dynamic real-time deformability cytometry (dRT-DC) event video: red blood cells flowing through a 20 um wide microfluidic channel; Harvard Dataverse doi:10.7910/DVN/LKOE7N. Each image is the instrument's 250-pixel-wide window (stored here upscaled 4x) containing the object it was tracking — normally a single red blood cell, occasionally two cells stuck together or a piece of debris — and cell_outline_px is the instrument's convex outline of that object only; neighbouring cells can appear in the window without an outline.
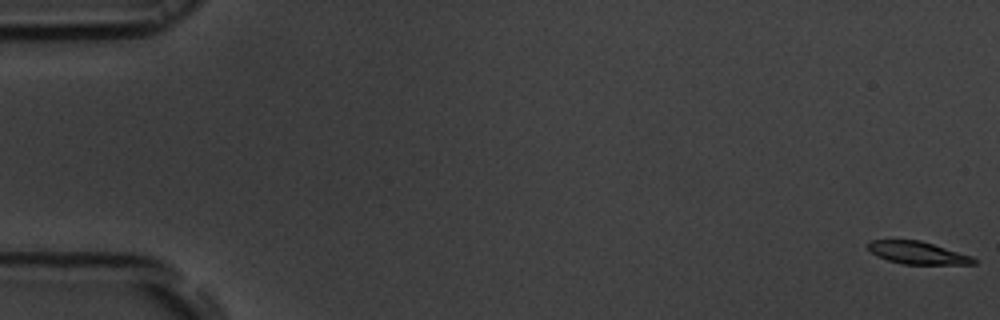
{"species": "common noctule bat (a hibernating species)", "species_latin": "Nyctalus noctula", "temperature_condition": "room temperature", "stored_images_in_passage": 56, "camera_frame_rate_fps": 3000, "um_per_image_px": 0.085, "animal": {"sex": "male", "body_mass_g": 19.5, "forearm_length_mm": 54.6}, "frame": {"image": 1, "passage_image": 1, "time_ms": 0.0, "image_size_px": [1000, 320], "cell_outline_px": [[976, 264], [904, 264], [888, 260], [876, 256], [868, 248], [868, 244], [872, 240], [920, 240], [972, 256], [976, 260]], "centroid_in_image_um": [78.0, 21.49], "position_along_channel_um": 7.0, "area_um2": 13.7}}
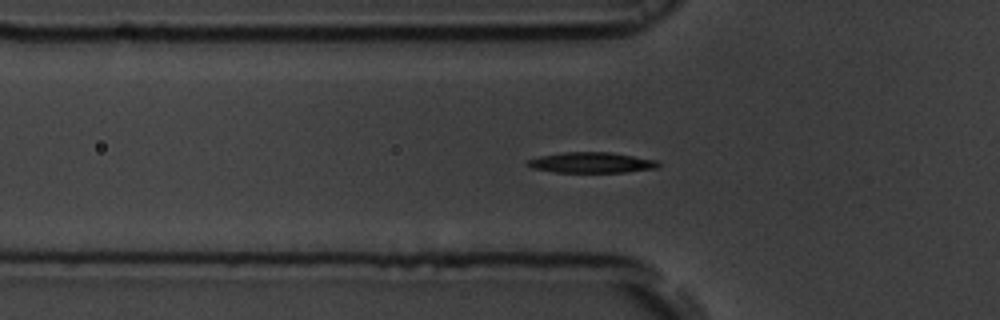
{"frame": {"image": 2, "passage_image": 19, "time_ms": 6.0, "image_size_px": [1000, 320], "cell_outline_px": [[660, 164], [656, 168], [624, 172], [556, 172], [532, 168], [524, 164], [528, 160], [540, 156], [564, 152], [612, 152], [656, 160]], "centroid_in_image_um": [50.25, 13.81], "position_along_channel_um": 75.5, "area_um2": 15.61}}
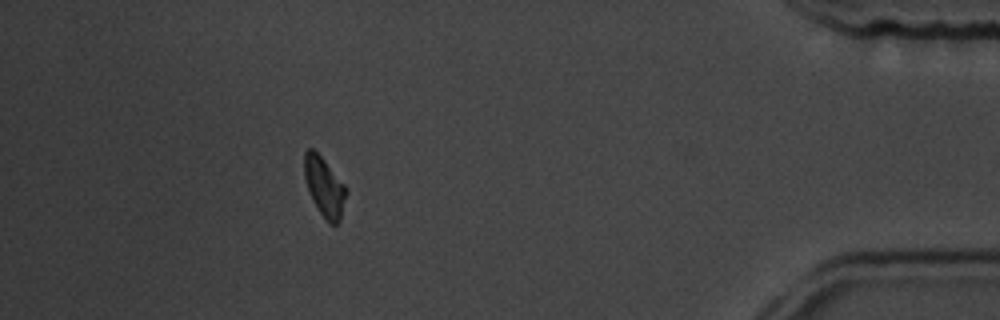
{"frame": {"image": 3, "passage_image": 50, "time_ms": 16.333, "image_size_px": [1000, 320], "cell_outline_px": [[348, 192], [340, 220], [336, 224], [328, 224], [312, 200], [304, 176], [304, 152], [308, 148], [312, 148], [324, 160], [344, 184]], "centroid_in_image_um": [27.58, 15.9], "position_along_channel_um": 407.6, "area_um2": 14.39}, "authors_computed_cell_mechanics": {"area_um2": 15.0569, "velocity_mm_per_s": 3.7139, "shape_relaxation_time_tau1_ms": 2.9755, "shape_relaxation_time_tau2_ms": null, "deformation_change_tau1": 0.1213, "deformation_change_tau2": null}}